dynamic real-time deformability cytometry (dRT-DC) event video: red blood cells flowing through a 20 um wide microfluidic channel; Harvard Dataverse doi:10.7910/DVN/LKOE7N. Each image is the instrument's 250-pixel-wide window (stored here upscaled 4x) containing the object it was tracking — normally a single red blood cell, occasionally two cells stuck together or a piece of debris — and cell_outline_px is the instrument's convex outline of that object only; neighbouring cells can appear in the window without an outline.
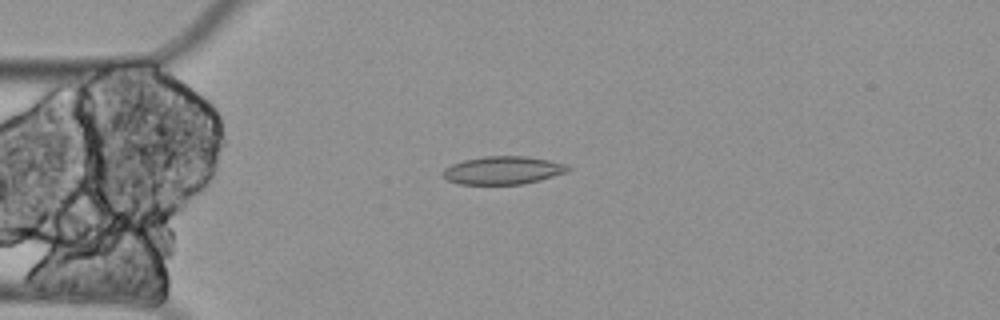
{"species": "Egyptian fruit bat (a non-hibernating species)", "species_latin": "Rousettus aegyptiacus", "temperature_condition": "cold", "stored_images_in_passage": 4, "camera_frame_rate_fps": 3000, "um_per_image_px": 0.085, "animal": {"sex": "female"}, "frame": {"image": 1, "passage_image": 4, "time_ms": 1.0, "image_size_px": [1000, 320], "cell_outline_px": [[572, 168], [568, 172], [540, 180], [524, 184], [460, 184], [448, 180], [444, 176], [444, 168], [452, 164], [464, 160], [484, 156], [528, 156], [568, 164]], "centroid_in_image_um": [42.81, 14.47], "position_along_channel_um": 42.2, "area_um2": 20.46}}